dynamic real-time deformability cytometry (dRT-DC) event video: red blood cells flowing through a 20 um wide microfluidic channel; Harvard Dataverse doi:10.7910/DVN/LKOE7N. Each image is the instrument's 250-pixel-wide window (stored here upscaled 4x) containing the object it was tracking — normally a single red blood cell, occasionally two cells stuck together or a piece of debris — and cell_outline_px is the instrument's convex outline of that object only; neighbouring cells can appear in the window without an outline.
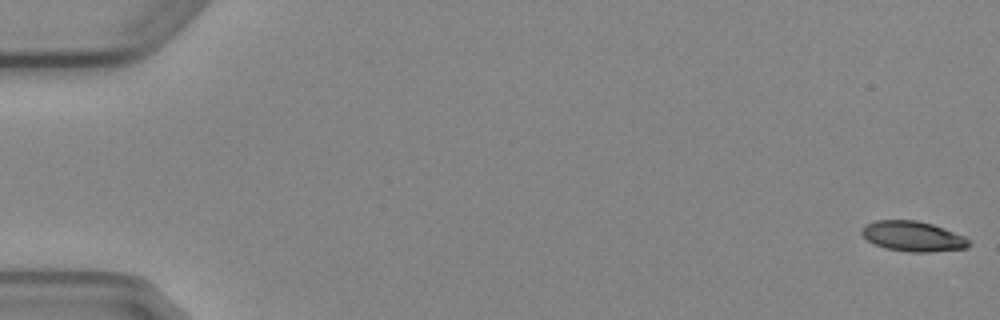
{"species": "Egyptian fruit bat (a non-hibernating species)", "species_latin": "Rousettus aegyptiacus", "temperature_condition": "cold", "stored_images_in_passage": 7, "camera_frame_rate_fps": 3000, "um_per_image_px": 0.085, "animal": {"sex": "female"}, "frame": {"image": 1, "passage_image": 1, "time_ms": 0.0, "image_size_px": [1000, 320], "cell_outline_px": [[972, 244], [968, 248], [932, 252], [912, 252], [884, 248], [868, 240], [860, 232], [860, 228], [864, 224], [876, 220], [916, 220], [932, 224], [944, 228], [964, 236], [972, 240]], "centroid_in_image_um": [77.62, 20.08], "position_along_channel_um": 7.4, "area_um2": 19.07}}
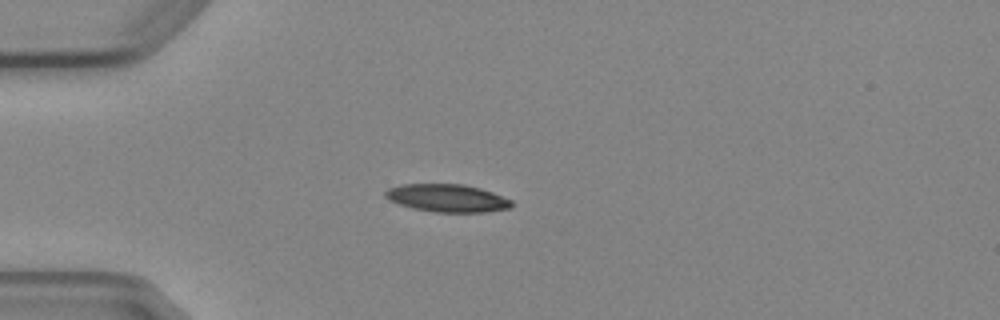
{"frame": {"image": 2, "passage_image": 5, "time_ms": 4.667, "image_size_px": [1000, 320], "cell_outline_px": [[512, 204], [508, 208], [484, 212], [436, 212], [412, 208], [388, 200], [384, 196], [384, 192], [388, 188], [400, 184], [464, 184], [480, 188], [492, 192], [512, 200]], "centroid_in_image_um": [37.97, 16.83], "position_along_channel_um": 47.0, "area_um2": 20.4}}